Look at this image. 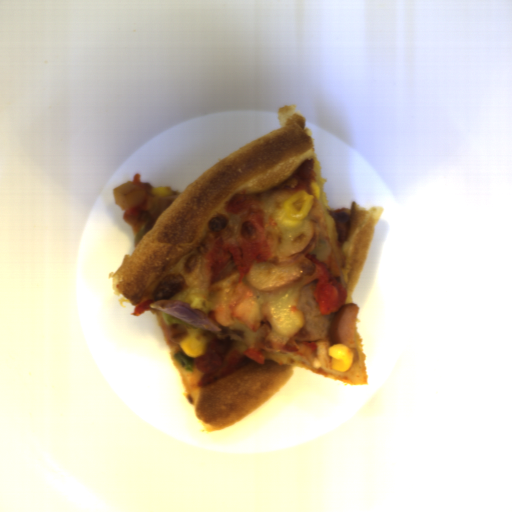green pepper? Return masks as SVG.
I'll return each mask as SVG.
<instances>
[{
  "label": "green pepper",
  "instance_id": "obj_1",
  "mask_svg": "<svg viewBox=\"0 0 512 512\" xmlns=\"http://www.w3.org/2000/svg\"><path fill=\"white\" fill-rule=\"evenodd\" d=\"M173 357L177 359V361L180 363V365L184 368L186 372H193L194 370V364L193 359H188L184 352L179 351L175 352L173 354Z\"/></svg>",
  "mask_w": 512,
  "mask_h": 512
},
{
  "label": "green pepper",
  "instance_id": "obj_2",
  "mask_svg": "<svg viewBox=\"0 0 512 512\" xmlns=\"http://www.w3.org/2000/svg\"><path fill=\"white\" fill-rule=\"evenodd\" d=\"M152 219H147L146 222L141 226V228L134 235V246H137L141 240V238L150 230V224Z\"/></svg>",
  "mask_w": 512,
  "mask_h": 512
},
{
  "label": "green pepper",
  "instance_id": "obj_3",
  "mask_svg": "<svg viewBox=\"0 0 512 512\" xmlns=\"http://www.w3.org/2000/svg\"><path fill=\"white\" fill-rule=\"evenodd\" d=\"M162 315H163V318L165 320V323H166V326L167 325H186V326H189L191 324L175 317L174 315L168 313V312H163L162 311Z\"/></svg>",
  "mask_w": 512,
  "mask_h": 512
}]
</instances>
